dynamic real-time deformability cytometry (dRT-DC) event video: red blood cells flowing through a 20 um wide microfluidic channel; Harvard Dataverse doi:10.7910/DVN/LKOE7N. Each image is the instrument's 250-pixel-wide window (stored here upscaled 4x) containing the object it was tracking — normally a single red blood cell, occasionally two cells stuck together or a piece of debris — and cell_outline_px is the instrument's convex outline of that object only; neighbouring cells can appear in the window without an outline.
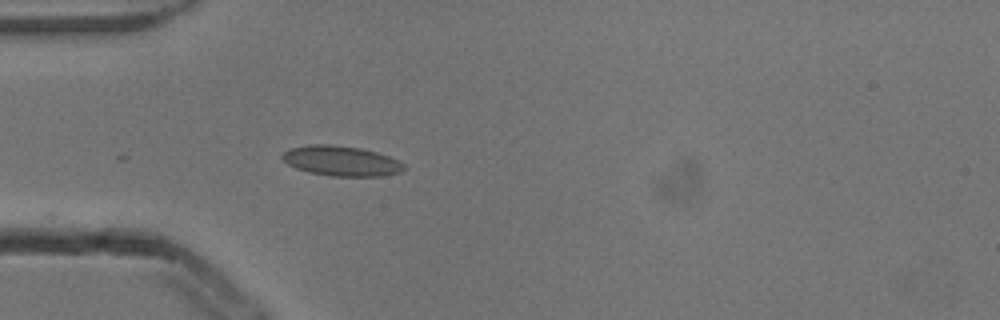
{"species": "common noctule bat (a hibernating species)", "species_latin": "Nyctalus noctula", "temperature_condition": "cold", "stored_images_in_passage": 3, "camera_frame_rate_fps": 3000, "um_per_image_px": 0.085, "animal": {"sex": "male", "body_mass_g": 13.3}, "frame": {"image": 1, "passage_image": 3, "time_ms": 0.667, "image_size_px": [1000, 320], "cell_outline_px": [[408, 168], [400, 172], [380, 176], [332, 176], [308, 172], [296, 168], [288, 164], [280, 156], [288, 148], [308, 144], [328, 144], [360, 148], [376, 152], [388, 156], [404, 164]], "centroid_in_image_um": [28.98, 13.67], "position_along_channel_um": 56.0, "area_um2": 21.33}}